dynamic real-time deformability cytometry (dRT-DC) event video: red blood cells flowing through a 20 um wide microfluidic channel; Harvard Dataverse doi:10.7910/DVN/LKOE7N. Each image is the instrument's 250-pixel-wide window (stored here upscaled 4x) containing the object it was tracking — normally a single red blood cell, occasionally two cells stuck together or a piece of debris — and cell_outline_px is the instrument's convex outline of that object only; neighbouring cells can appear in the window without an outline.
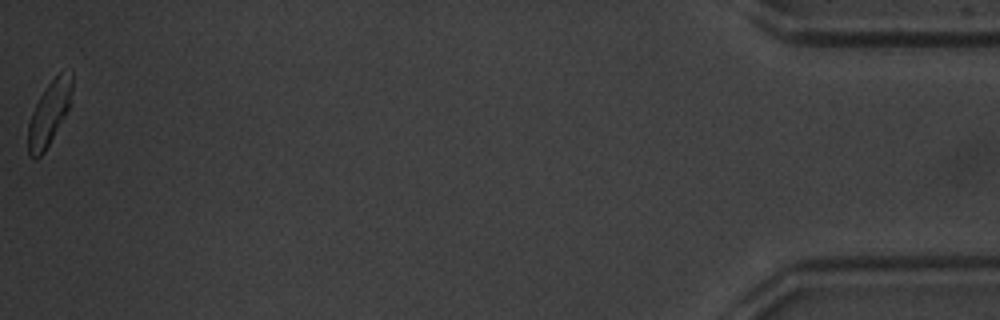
{"species": "common noctule bat (a hibernating species)", "species_latin": "Nyctalus noctula", "temperature_condition": "warm", "stored_images_in_passage": 15, "camera_frame_rate_fps": 3000, "um_per_image_px": 0.085, "animal": {"sex": "male", "body_mass_g": 20.1, "forearm_length_mm": 53.5}, "frame": {"image": 1, "passage_image": 15, "time_ms": 4.667, "image_size_px": [1000, 320], "cell_outline_px": [[72, 88], [68, 108], [64, 116], [44, 152], [36, 160], [28, 152], [28, 124], [32, 112], [44, 88], [60, 72], [72, 68]], "centroid_in_image_um": [4.18, 9.59], "position_along_channel_um": 431.0, "area_um2": 16.07}}